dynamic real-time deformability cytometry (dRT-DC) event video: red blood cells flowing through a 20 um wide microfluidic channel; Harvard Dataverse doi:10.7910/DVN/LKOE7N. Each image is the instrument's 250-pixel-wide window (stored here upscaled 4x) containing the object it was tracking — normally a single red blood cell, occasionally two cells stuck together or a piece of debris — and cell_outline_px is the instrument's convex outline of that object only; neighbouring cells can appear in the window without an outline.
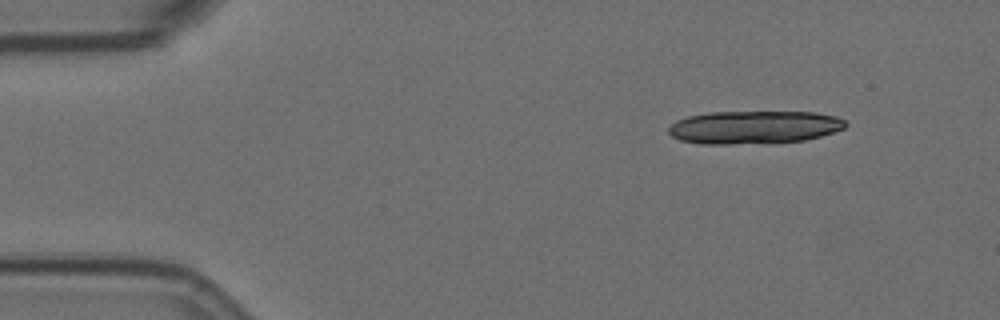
{"species": "Egyptian fruit bat (a non-hibernating species)", "species_latin": "Rousettus aegyptiacus", "temperature_condition": "room temperature", "stored_images_in_passage": 4, "camera_frame_rate_fps": 3000, "um_per_image_px": 0.085, "animal": {"sex": "female"}, "frame": {"image": 1, "passage_image": 1, "time_ms": 0.0, "image_size_px": [1000, 320], "cell_outline_px": [[848, 124], [844, 128], [820, 136], [804, 140], [728, 144], [704, 144], [680, 140], [672, 136], [668, 132], [668, 128], [676, 120], [688, 116], [708, 112], [816, 112], [836, 116], [844, 120]], "centroid_in_image_um": [64.07, 10.8], "position_along_channel_um": 20.9, "area_um2": 33.81}}